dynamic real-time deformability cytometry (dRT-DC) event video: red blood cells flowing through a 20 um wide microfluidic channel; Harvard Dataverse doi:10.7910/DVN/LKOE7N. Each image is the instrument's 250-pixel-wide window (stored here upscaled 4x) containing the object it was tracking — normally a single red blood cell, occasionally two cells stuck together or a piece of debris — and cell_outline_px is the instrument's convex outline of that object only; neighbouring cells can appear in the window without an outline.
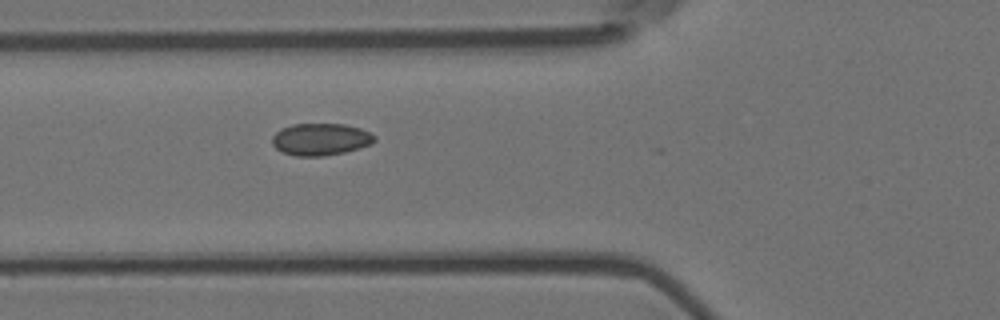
{"species": "Egyptian fruit bat (a non-hibernating species)", "species_latin": "Rousettus aegyptiacus", "temperature_condition": "room temperature", "stored_images_in_passage": 5, "camera_frame_rate_fps": 3000, "um_per_image_px": 0.085, "animal": {"sex": "female"}, "frame": {"image": 1, "passage_image": 5, "time_ms": 1.333, "image_size_px": [1000, 320], "cell_outline_px": [[376, 140], [372, 144], [360, 148], [344, 152], [324, 156], [296, 156], [284, 152], [276, 148], [272, 144], [272, 136], [280, 128], [292, 124], [344, 124], [360, 128], [376, 136]], "centroid_in_image_um": [27.25, 11.84], "position_along_channel_um": 98.5, "area_um2": 19.19}}